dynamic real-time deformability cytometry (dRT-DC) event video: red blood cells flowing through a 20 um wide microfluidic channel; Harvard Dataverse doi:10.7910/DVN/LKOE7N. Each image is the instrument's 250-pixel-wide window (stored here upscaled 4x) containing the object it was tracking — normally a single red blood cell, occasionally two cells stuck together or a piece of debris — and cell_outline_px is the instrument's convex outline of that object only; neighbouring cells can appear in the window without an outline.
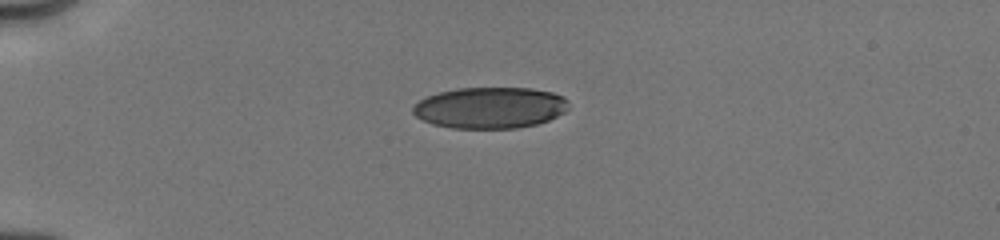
{"species": "human", "species_latin": "Homo sapiens", "temperature_condition": "cold", "stored_images_in_passage": 4, "camera_frame_rate_fps": 3000, "um_per_image_px": 0.085, "donor": {"sex": "male"}, "frame": {"image": 1, "passage_image": 1, "time_ms": 0.0, "image_size_px": [1000, 240], "cell_outline_px": [[568, 108], [564, 112], [548, 120], [536, 124], [516, 128], [452, 128], [432, 124], [416, 116], [412, 112], [412, 108], [420, 100], [428, 96], [440, 92], [456, 88], [532, 88], [552, 92], [564, 96], [568, 100]], "centroid_in_image_um": [41.67, 9.15], "position_along_channel_um": 43.3, "area_um2": 37.4}}
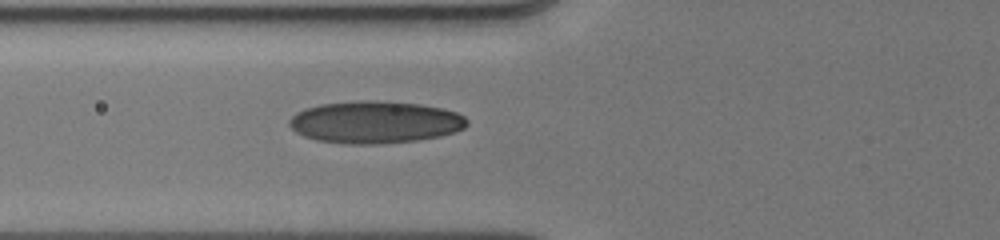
{"frame": {"image": 2, "passage_image": 4, "time_ms": 2.333, "image_size_px": [1000, 240], "cell_outline_px": [[468, 124], [464, 128], [456, 132], [440, 136], [416, 140], [376, 144], [348, 144], [316, 140], [304, 136], [296, 132], [288, 124], [288, 120], [296, 112], [304, 108], [320, 104], [360, 100], [364, 100], [420, 104], [440, 108], [456, 112], [464, 116], [468, 120]], "centroid_in_image_um": [31.86, 10.38], "position_along_channel_um": 93.9, "area_um2": 43.7}}